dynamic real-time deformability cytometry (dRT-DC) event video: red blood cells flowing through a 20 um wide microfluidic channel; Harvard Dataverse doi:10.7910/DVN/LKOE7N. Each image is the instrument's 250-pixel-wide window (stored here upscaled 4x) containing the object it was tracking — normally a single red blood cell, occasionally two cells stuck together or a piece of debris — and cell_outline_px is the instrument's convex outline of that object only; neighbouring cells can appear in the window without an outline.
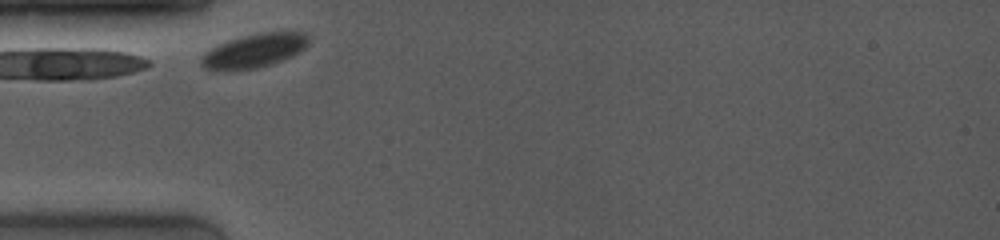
{"species": "common noctule bat (a hibernating species)", "species_latin": "Nyctalus noctula", "temperature_condition": "room temperature", "stored_images_in_passage": 39, "camera_frame_rate_fps": 4000, "um_per_image_px": 0.085, "animal": {"sex": "female", "body_mass_g": 19.0, "forearm_length_mm": 53.3}, "frame": {"image": 1, "passage_image": 1, "time_ms": 0.0, "image_size_px": [1000, 240], "cell_outline_px": [[308, 44], [304, 48], [280, 60], [256, 68], [212, 72], [204, 68], [200, 64], [200, 56], [204, 52], [220, 44], [244, 36], [260, 32], [304, 32], [308, 36]], "centroid_in_image_um": [21.52, 4.33], "position_along_channel_um": 63.5, "area_um2": 20.87}}
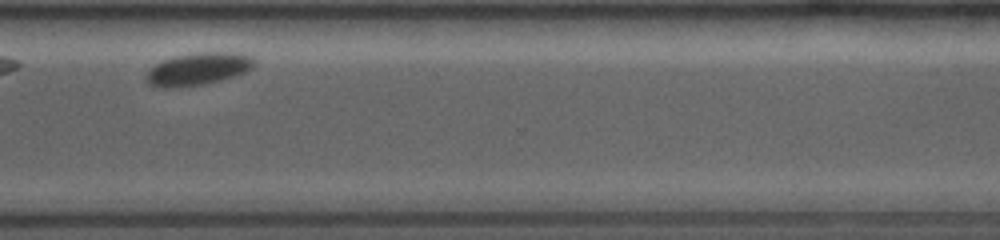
{"frame": {"image": 2, "passage_image": 34, "time_ms": 8.25, "image_size_px": [1000, 240], "cell_outline_px": [[256, 64], [252, 68], [236, 76], [204, 84], [164, 88], [148, 84], [144, 80], [144, 76], [156, 64], [164, 60], [176, 56], [200, 52], [244, 52], [252, 56], [256, 60]], "centroid_in_image_um": [16.9, 5.85], "position_along_channel_um": 353.7, "area_um2": 20.52}}
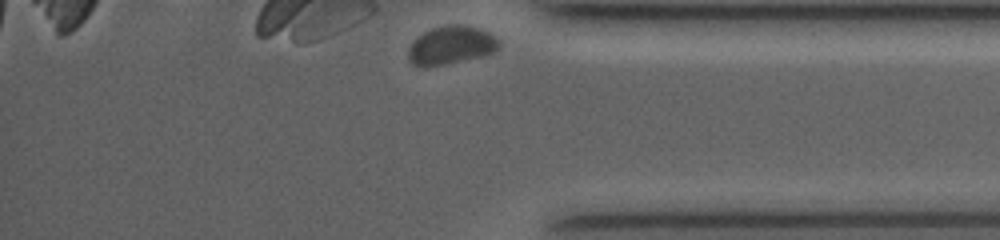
{"frame": {"image": 3, "passage_image": 39, "time_ms": 9.5, "image_size_px": [1000, 240], "cell_outline_px": [[500, 48], [484, 56], [444, 64], [412, 64], [408, 60], [408, 48], [424, 32], [432, 28], [452, 24], [456, 24], [480, 28], [488, 32], [500, 40]], "centroid_in_image_um": [38.4, 3.82], "position_along_channel_um": 396.8, "area_um2": 19.77}}